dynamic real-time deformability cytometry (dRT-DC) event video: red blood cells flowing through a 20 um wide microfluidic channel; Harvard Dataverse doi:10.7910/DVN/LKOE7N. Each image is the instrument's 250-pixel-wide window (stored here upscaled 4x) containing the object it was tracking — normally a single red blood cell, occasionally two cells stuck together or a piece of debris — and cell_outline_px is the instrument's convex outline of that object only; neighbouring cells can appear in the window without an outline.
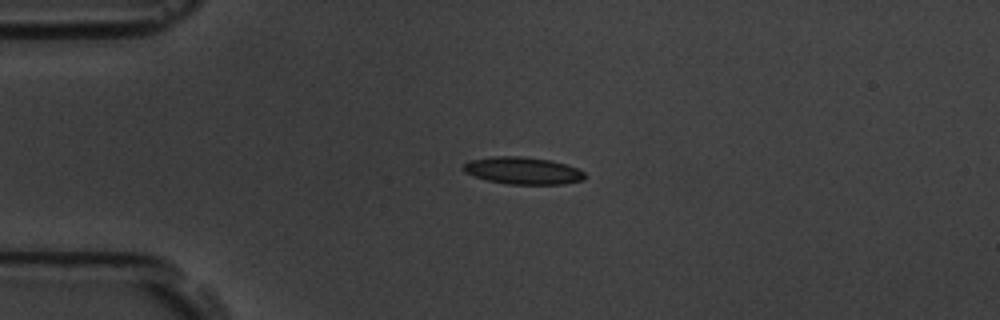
{"species": "common noctule bat (a hibernating species)", "species_latin": "Nyctalus noctula", "temperature_condition": "room temperature", "stored_images_in_passage": 6, "camera_frame_rate_fps": 3000, "um_per_image_px": 0.085, "animal": {"sex": "male", "body_mass_g": 19.5, "forearm_length_mm": 54.6}, "frame": {"image": 1, "passage_image": 4, "time_ms": 3.333, "image_size_px": [1000, 320], "cell_outline_px": [[588, 176], [584, 180], [564, 184], [504, 184], [488, 180], [464, 172], [464, 164], [468, 160], [492, 156], [520, 156], [552, 160], [576, 168], [584, 172]], "centroid_in_image_um": [44.47, 14.5], "position_along_channel_um": 40.5, "area_um2": 19.31}}
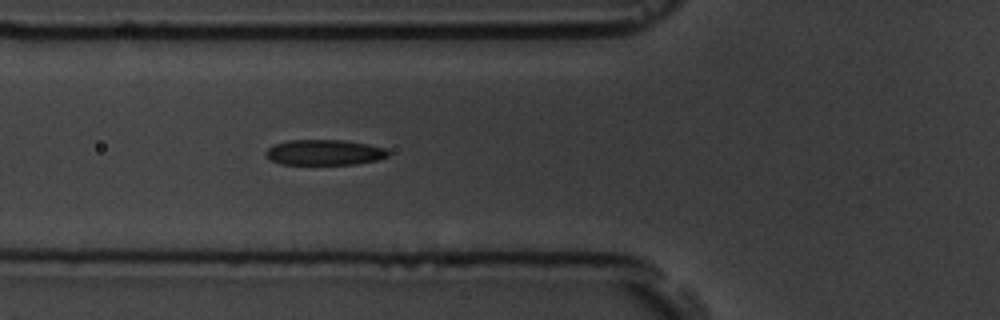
{"frame": {"image": 2, "passage_image": 6, "time_ms": 5.667, "image_size_px": [1000, 320], "cell_outline_px": [[388, 156], [376, 160], [356, 164], [280, 164], [264, 156], [264, 152], [272, 144], [288, 140], [344, 140], [368, 144], [384, 148], [388, 152]], "centroid_in_image_um": [27.51, 12.95], "position_along_channel_um": 98.3, "area_um2": 18.21}}